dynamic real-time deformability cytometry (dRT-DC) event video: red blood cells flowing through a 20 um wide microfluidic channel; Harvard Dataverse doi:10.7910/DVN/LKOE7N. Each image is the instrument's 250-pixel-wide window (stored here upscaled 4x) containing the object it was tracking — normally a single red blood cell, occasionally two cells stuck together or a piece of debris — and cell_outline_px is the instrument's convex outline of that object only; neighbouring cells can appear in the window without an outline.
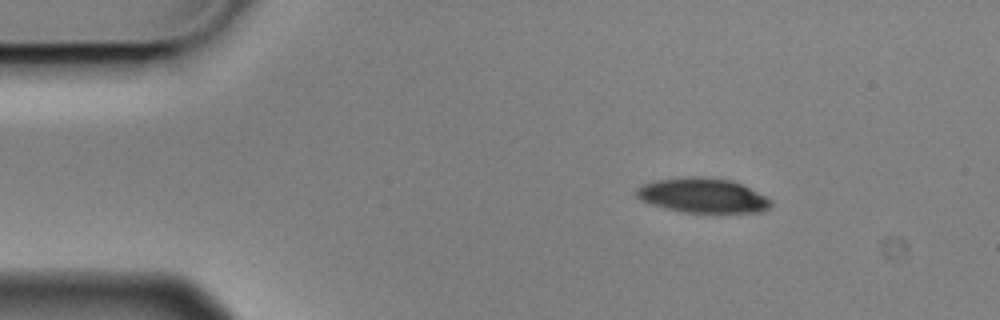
{"species": "Egyptian fruit bat (a non-hibernating species)", "species_latin": "Rousettus aegyptiacus", "temperature_condition": "cold", "stored_images_in_passage": 4, "camera_frame_rate_fps": 3000, "um_per_image_px": 0.085, "animal": {"sex": "male"}, "frame": {"image": 1, "passage_image": 1, "time_ms": 0.0, "image_size_px": [1000, 320], "cell_outline_px": [[772, 204], [768, 208], [760, 212], [680, 212], [648, 204], [640, 200], [636, 196], [636, 188], [644, 184], [656, 180], [688, 176], [700, 176], [732, 180], [772, 200]], "centroid_in_image_um": [59.67, 16.61], "position_along_channel_um": 25.3, "area_um2": 27.11}}
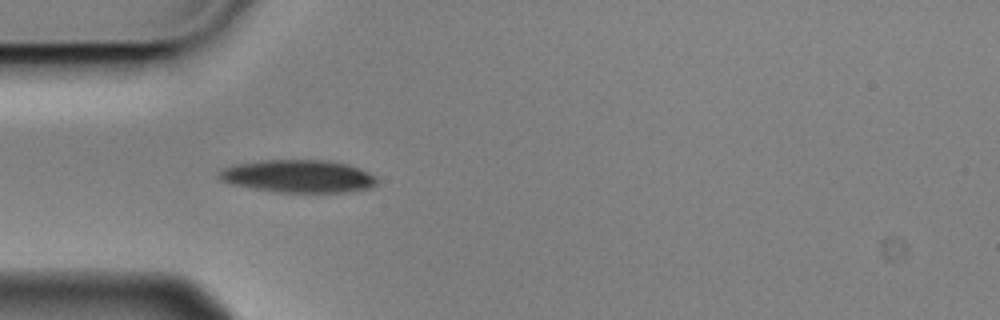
{"frame": {"image": 2, "passage_image": 3, "time_ms": 0.667, "image_size_px": [1000, 320], "cell_outline_px": [[380, 180], [372, 188], [348, 192], [280, 192], [252, 188], [232, 184], [220, 180], [216, 176], [216, 172], [232, 164], [260, 160], [328, 160], [348, 164], [360, 168], [376, 176]], "centroid_in_image_um": [25.36, 14.97], "position_along_channel_um": 59.6, "area_um2": 30.52}}
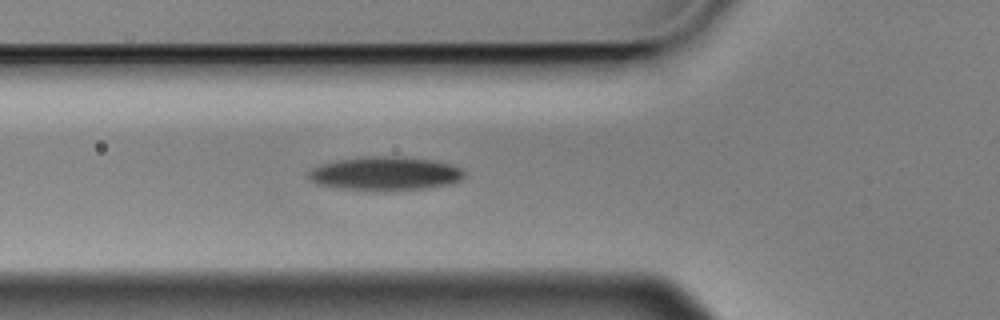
{"frame": {"image": 3, "passage_image": 4, "time_ms": 1.0, "image_size_px": [1000, 320], "cell_outline_px": [[464, 176], [460, 180], [448, 184], [428, 188], [376, 192], [336, 188], [316, 184], [308, 180], [308, 172], [312, 168], [320, 164], [336, 160], [368, 156], [400, 156], [436, 160], [452, 164], [464, 168]], "centroid_in_image_um": [32.73, 14.76], "position_along_channel_um": 93.1, "area_um2": 31.44}}